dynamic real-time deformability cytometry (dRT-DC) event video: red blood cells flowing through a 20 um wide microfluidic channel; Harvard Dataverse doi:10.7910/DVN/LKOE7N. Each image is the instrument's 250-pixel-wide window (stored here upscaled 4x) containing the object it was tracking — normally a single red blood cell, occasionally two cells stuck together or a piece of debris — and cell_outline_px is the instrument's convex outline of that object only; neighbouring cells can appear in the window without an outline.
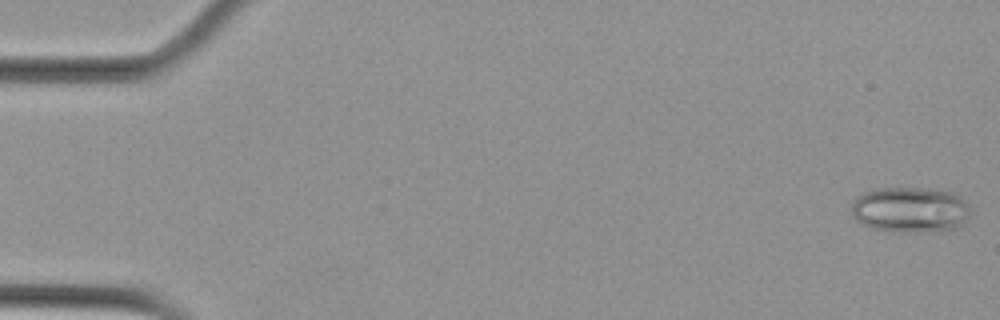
{"species": "Egyptian fruit bat (a non-hibernating species)", "species_latin": "Rousettus aegyptiacus", "temperature_condition": "cold", "stored_images_in_passage": 56, "camera_frame_rate_fps": 3000, "um_per_image_px": 0.085, "animal": {"sex": "female"}, "frame": {"image": 1, "passage_image": 1, "time_ms": 0.0, "image_size_px": [1000, 320], "cell_outline_px": [[968, 220], [956, 228], [872, 228], [856, 220], [852, 212], [852, 204], [864, 192], [876, 188], [920, 188], [952, 192], [960, 196], [968, 204]], "centroid_in_image_um": [77.37, 17.74], "position_along_channel_um": 7.6, "area_um2": 29.82}}
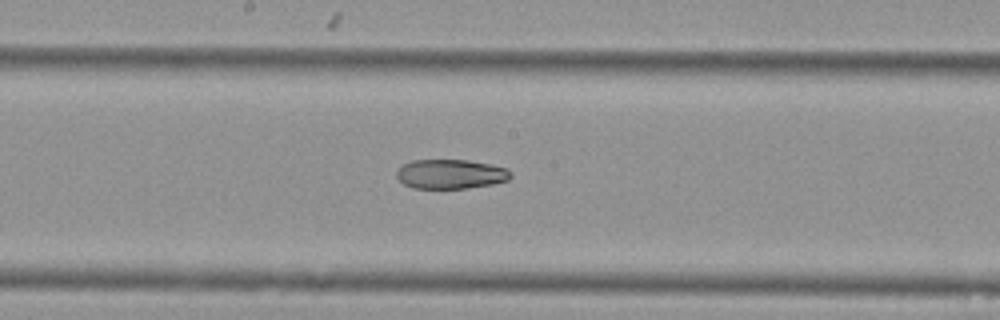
{"frame": {"image": 2, "passage_image": 30, "time_ms": 9.667, "image_size_px": [1000, 320], "cell_outline_px": [[512, 176], [508, 180], [492, 184], [468, 188], [412, 188], [404, 184], [396, 176], [396, 172], [404, 164], [412, 160], [468, 160], [492, 164], [508, 168], [512, 172]], "centroid_in_image_um": [38.34, 14.79], "position_along_channel_um": 209.9, "area_um2": 19.65}}
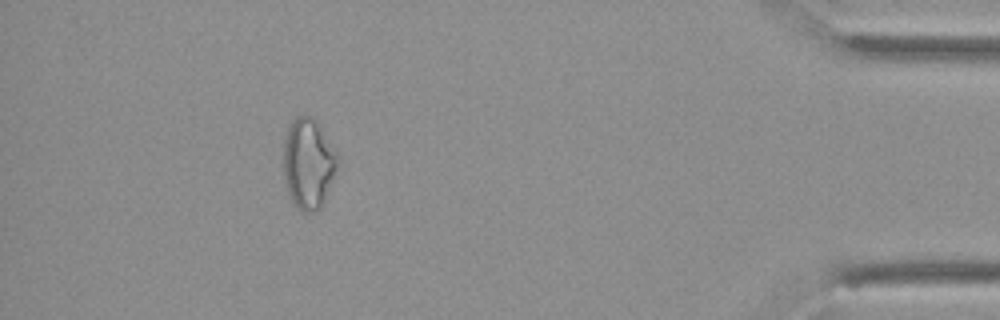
{"frame": {"image": 3, "passage_image": 51, "time_ms": 16.667, "image_size_px": [1000, 320], "cell_outline_px": [[336, 168], [324, 200], [320, 208], [316, 212], [300, 212], [296, 208], [288, 192], [284, 172], [284, 144], [288, 128], [292, 120], [296, 116], [312, 116], [316, 120], [336, 152]], "centroid_in_image_um": [26.18, 13.91], "position_along_channel_um": 409.0, "area_um2": 27.92}}